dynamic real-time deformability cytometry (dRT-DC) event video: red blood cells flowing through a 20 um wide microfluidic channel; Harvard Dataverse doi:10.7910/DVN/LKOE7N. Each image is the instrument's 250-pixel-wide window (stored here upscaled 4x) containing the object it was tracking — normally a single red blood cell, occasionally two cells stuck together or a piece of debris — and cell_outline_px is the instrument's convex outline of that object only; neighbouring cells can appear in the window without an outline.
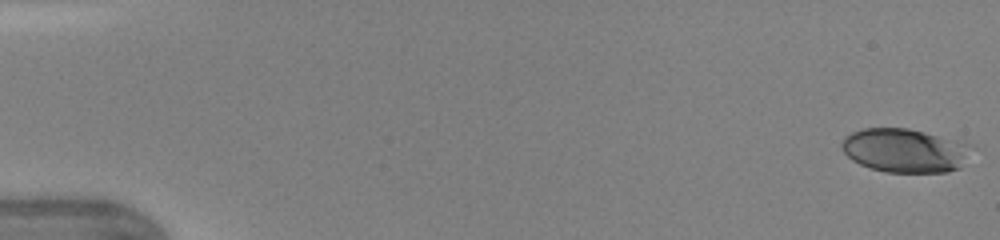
{"species": "human", "species_latin": "Homo sapiens", "temperature_condition": "warm", "stored_images_in_passage": 47, "camera_frame_rate_fps": 3000, "um_per_image_px": 0.085, "donor": {"sex": "female"}, "frame": {"image": 1, "passage_image": 1, "time_ms": 0.0, "image_size_px": [1000, 240], "cell_outline_px": [[976, 148], [960, 168], [948, 172], [884, 172], [860, 164], [852, 160], [844, 152], [840, 144], [844, 136], [852, 132], [864, 128], [908, 128], [972, 144]], "centroid_in_image_um": [76.96, 12.79], "position_along_channel_um": 8.0, "area_um2": 33.47}}
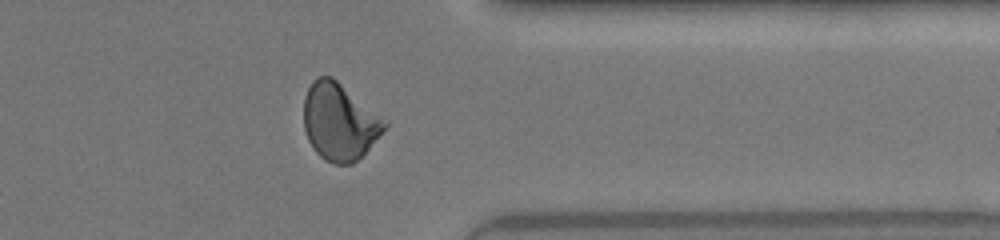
{"frame": {"image": 2, "passage_image": 38, "time_ms": 12.333, "image_size_px": [1000, 240], "cell_outline_px": [[388, 124], [368, 148], [352, 164], [336, 164], [324, 160], [312, 148], [308, 140], [304, 128], [304, 96], [312, 80], [316, 76], [332, 76], [388, 120]], "centroid_in_image_um": [28.84, 10.32], "position_along_channel_um": 382.6, "area_um2": 36.3}}
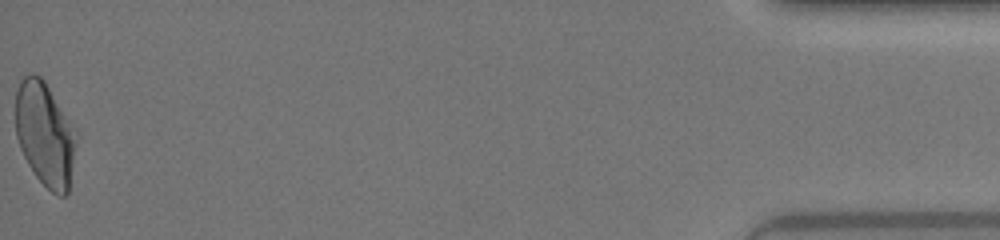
{"frame": {"image": 3, "passage_image": 47, "time_ms": 15.333, "image_size_px": [1000, 240], "cell_outline_px": [[80, 136], [68, 192], [64, 196], [60, 196], [52, 192], [36, 176], [28, 164], [20, 148], [16, 136], [16, 92], [20, 80], [24, 76], [32, 72], [40, 76], [44, 80]], "centroid_in_image_um": [3.86, 11.41], "position_along_channel_um": 431.3, "area_um2": 37.28}, "authors_computed_cell_mechanics": {"area_um2": 35.2002, "velocity_mm_per_s": 4.3734, "shape_relaxation_time_tau1_ms": 4.9946, "shape_relaxation_time_tau2_ms": 1.4309, "deformation_change_tau1": 0.185, "deformation_change_tau2": 0.0655}}